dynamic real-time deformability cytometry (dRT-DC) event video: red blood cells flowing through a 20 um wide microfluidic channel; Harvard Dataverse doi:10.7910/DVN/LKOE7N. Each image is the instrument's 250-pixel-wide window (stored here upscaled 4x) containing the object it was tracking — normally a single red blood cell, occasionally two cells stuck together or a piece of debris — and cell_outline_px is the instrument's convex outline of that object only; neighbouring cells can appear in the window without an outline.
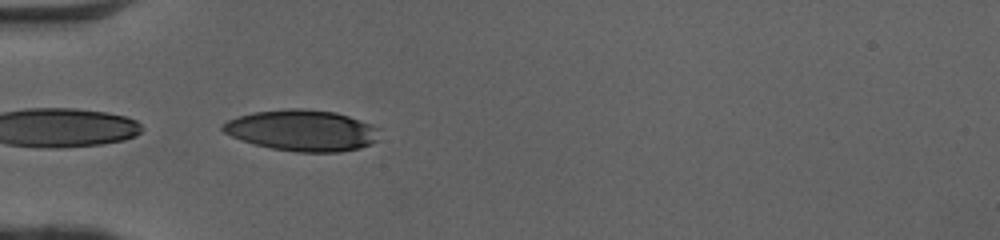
{"species": "human", "species_latin": "Homo sapiens", "temperature_condition": "cold", "stored_images_in_passage": 22, "camera_frame_rate_fps": 3000, "um_per_image_px": 0.085, "donor": {"sex": "female"}, "frame": {"image": 1, "passage_image": 1, "time_ms": 0.0, "image_size_px": [1000, 240], "cell_outline_px": [[380, 128], [376, 140], [360, 148], [340, 152], [296, 152], [272, 148], [240, 140], [224, 132], [220, 128], [220, 124], [228, 120], [252, 112], [288, 108], [300, 108], [336, 112], [372, 124]], "centroid_in_image_um": [25.67, 11.08], "position_along_channel_um": 59.3, "area_um2": 37.57}}
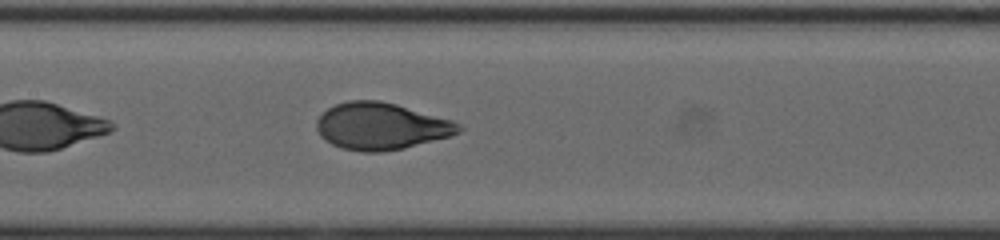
{"frame": {"image": 2, "passage_image": 10, "time_ms": 3.0, "image_size_px": [1000, 240], "cell_outline_px": [[464, 128], [460, 132], [448, 136], [404, 148], [384, 152], [364, 152], [344, 148], [332, 144], [320, 136], [316, 128], [316, 120], [328, 108], [336, 104], [348, 100], [380, 100], [396, 104], [452, 120], [460, 124]], "centroid_in_image_um": [32.38, 10.72], "position_along_channel_um": 175.0, "area_um2": 38.67}}
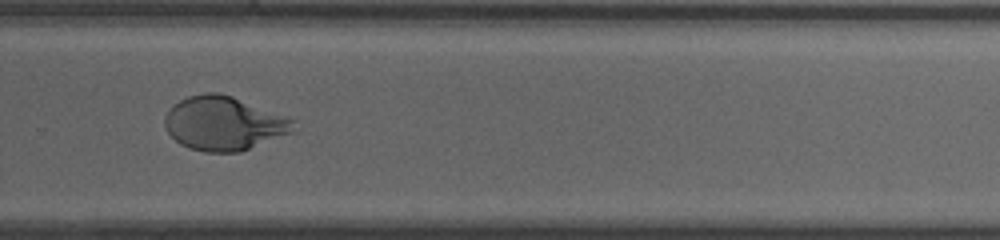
{"frame": {"image": 3, "passage_image": 20, "time_ms": 6.333, "image_size_px": [1000, 240], "cell_outline_px": [[292, 132], [240, 152], [204, 152], [188, 148], [180, 144], [168, 132], [164, 124], [164, 116], [180, 100], [188, 96], [204, 92], [220, 92], [232, 96], [292, 120]], "centroid_in_image_um": [18.95, 10.5], "position_along_channel_um": 310.8, "area_um2": 39.71}}